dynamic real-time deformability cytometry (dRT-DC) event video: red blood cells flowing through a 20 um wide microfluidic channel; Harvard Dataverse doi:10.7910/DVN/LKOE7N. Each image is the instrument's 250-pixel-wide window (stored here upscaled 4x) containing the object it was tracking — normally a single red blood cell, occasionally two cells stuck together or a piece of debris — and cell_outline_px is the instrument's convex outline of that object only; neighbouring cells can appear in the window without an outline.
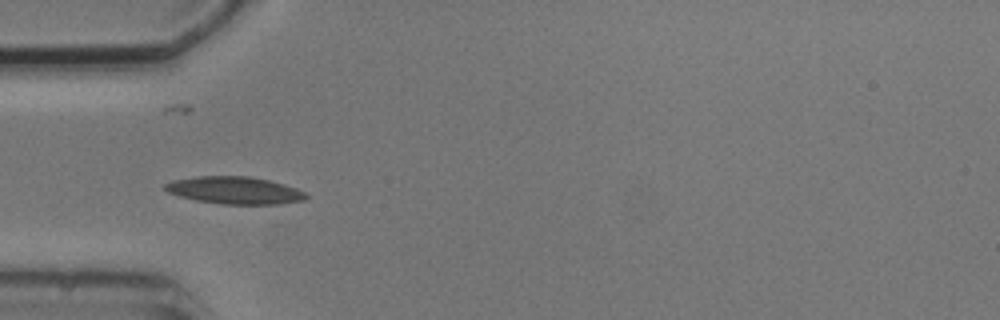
{"species": "common noctule bat (a hibernating species)", "species_latin": "Nyctalus noctula", "temperature_condition": "cold", "stored_images_in_passage": 11, "camera_frame_rate_fps": 3000, "um_per_image_px": 0.085, "animal": {"sex": "male", "body_mass_g": 20.5, "forearm_length_mm": 52.5}, "frame": {"image": 1, "passage_image": 4, "time_ms": 4.333, "image_size_px": [1000, 320], "cell_outline_px": [[308, 196], [304, 200], [280, 204], [220, 204], [196, 200], [180, 196], [168, 192], [164, 188], [164, 184], [172, 180], [196, 176], [248, 176], [268, 180], [284, 184], [296, 188], [304, 192]], "centroid_in_image_um": [19.93, 16.17], "position_along_channel_um": 65.1, "area_um2": 22.43}}
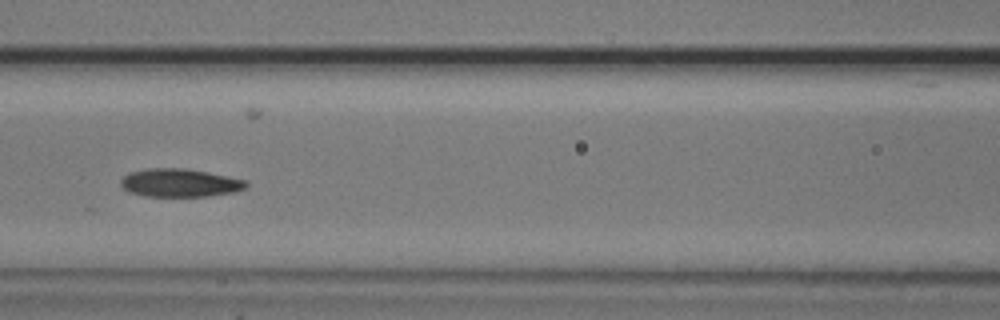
{"frame": {"image": 2, "passage_image": 6, "time_ms": 6.667, "image_size_px": [1000, 320], "cell_outline_px": [[248, 184], [244, 188], [236, 192], [208, 196], [148, 196], [128, 192], [120, 184], [120, 180], [128, 172], [148, 168], [184, 168], [208, 172], [248, 180]], "centroid_in_image_um": [15.29, 15.53], "position_along_channel_um": 151.3, "area_um2": 20.69}}
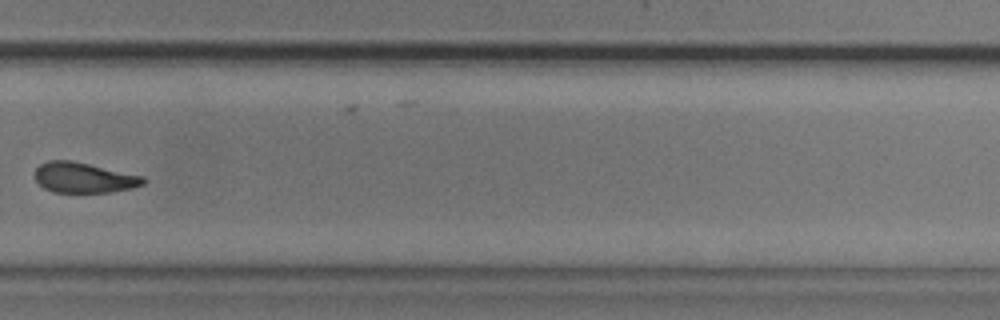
{"frame": {"image": 3, "passage_image": 10, "time_ms": 11.333, "image_size_px": [1000, 320], "cell_outline_px": [[148, 180], [144, 184], [132, 188], [112, 192], [52, 192], [44, 188], [36, 180], [36, 168], [40, 164], [48, 160], [72, 160], [144, 176]], "centroid_in_image_um": [7.16, 15.1], "position_along_channel_um": 322.6, "area_um2": 19.25}}